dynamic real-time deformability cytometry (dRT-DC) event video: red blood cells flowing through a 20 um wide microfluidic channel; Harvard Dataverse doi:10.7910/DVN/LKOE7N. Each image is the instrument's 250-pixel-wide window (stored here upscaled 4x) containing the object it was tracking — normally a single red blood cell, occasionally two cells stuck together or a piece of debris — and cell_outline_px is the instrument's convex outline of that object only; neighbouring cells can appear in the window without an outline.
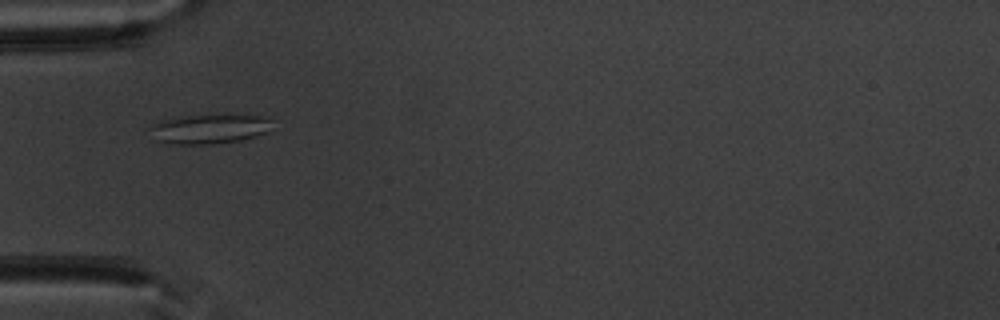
{"species": "common noctule bat (a hibernating species)", "species_latin": "Nyctalus noctula", "temperature_condition": "warm", "stored_images_in_passage": 45, "camera_frame_rate_fps": 3000, "um_per_image_px": 0.085, "animal": {"sex": "male", "body_mass_g": 20.1, "forearm_length_mm": 53.5}, "frame": {"image": 1, "passage_image": 11, "time_ms": 3.333, "image_size_px": [1000, 320], "cell_outline_px": [[272, 120], [268, 132], [256, 136], [240, 140], [212, 144], [168, 144], [152, 140], [148, 128], [152, 124], [160, 120], [184, 116], [268, 116]], "centroid_in_image_um": [17.71, 10.98], "position_along_channel_um": 67.3, "area_um2": 21.04}}
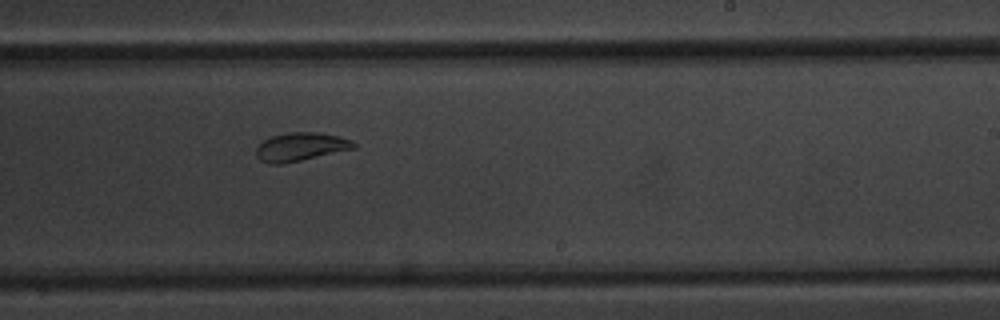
{"frame": {"image": 2, "passage_image": 26, "time_ms": 8.333, "image_size_px": [1000, 320], "cell_outline_px": [[356, 148], [300, 160], [280, 164], [272, 164], [260, 160], [256, 156], [256, 148], [264, 140], [272, 136], [288, 132], [320, 132], [352, 140], [356, 144]], "centroid_in_image_um": [25.55, 12.47], "position_along_channel_um": 263.5, "area_um2": 15.95}}
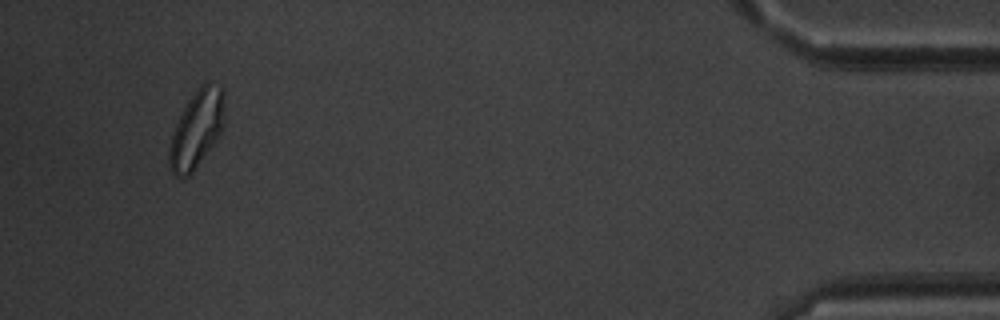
{"frame": {"image": 3, "passage_image": 43, "time_ms": 14.0, "image_size_px": [1000, 320], "cell_outline_px": [[224, 124], [216, 140], [192, 172], [188, 176], [176, 176], [172, 172], [168, 164], [168, 152], [172, 136], [176, 124], [188, 100], [200, 84], [208, 80], [224, 88]], "centroid_in_image_um": [16.73, 10.92], "position_along_channel_um": 418.5, "area_um2": 24.8}, "authors_computed_cell_mechanics": {"area_um2": 19.074, "velocity_mm_per_s": 3.9408, "shape_relaxation_time_tau1_ms": 9.8158, "shape_relaxation_time_tau2_ms": 3.5784, "deformation_change_tau1": 0.1668, "deformation_change_tau2": 0.083}}